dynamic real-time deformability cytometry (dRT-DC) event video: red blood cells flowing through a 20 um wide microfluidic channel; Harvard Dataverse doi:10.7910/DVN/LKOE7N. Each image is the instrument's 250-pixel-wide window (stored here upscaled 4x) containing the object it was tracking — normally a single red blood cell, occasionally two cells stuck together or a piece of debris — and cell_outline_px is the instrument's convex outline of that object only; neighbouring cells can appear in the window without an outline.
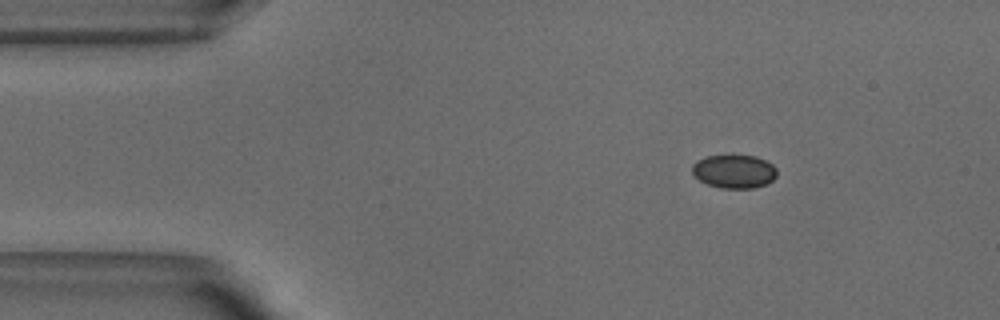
{"species": "common noctule bat (a hibernating species)", "species_latin": "Nyctalus noctula", "temperature_condition": "warm", "stored_images_in_passage": 46, "camera_frame_rate_fps": 3000, "um_per_image_px": 0.085, "animal": {"sex": "male", "body_mass_g": 18.8}, "frame": {"image": 1, "passage_image": 1, "time_ms": 0.0, "image_size_px": [1000, 320], "cell_outline_px": [[776, 176], [772, 180], [764, 184], [752, 188], [720, 188], [708, 184], [700, 180], [692, 172], [692, 164], [696, 160], [708, 156], [732, 152], [756, 156], [772, 164], [776, 168]], "centroid_in_image_um": [62.38, 14.51], "position_along_channel_um": 22.6, "area_um2": 16.99}}
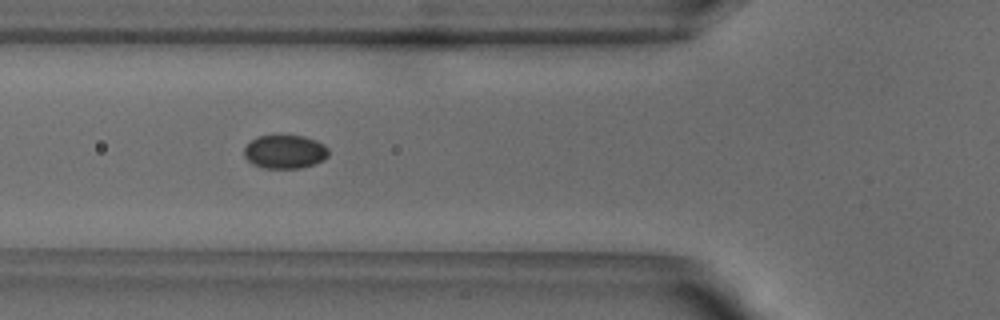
{"frame": {"image": 2, "passage_image": 12, "time_ms": 3.667, "image_size_px": [1000, 320], "cell_outline_px": [[328, 156], [324, 160], [316, 164], [300, 168], [264, 168], [252, 164], [244, 156], [244, 148], [256, 136], [304, 136], [316, 140], [324, 144], [328, 148]], "centroid_in_image_um": [24.24, 12.91], "position_along_channel_um": 101.6, "area_um2": 16.59}}
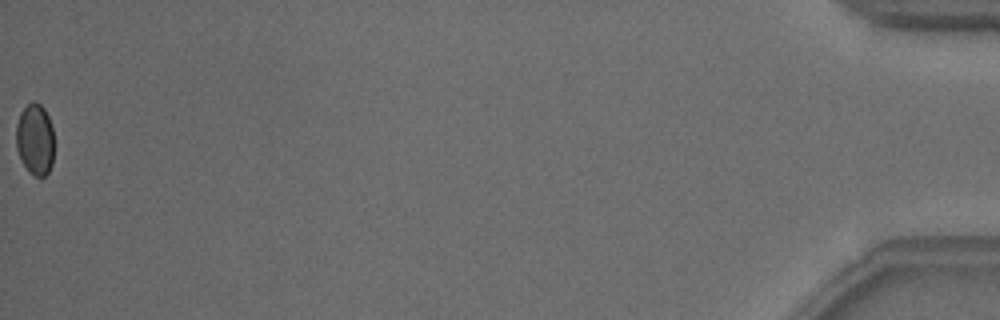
{"frame": {"image": 3, "passage_image": 46, "time_ms": 15.0, "image_size_px": [1000, 320], "cell_outline_px": [[52, 164], [48, 172], [44, 176], [36, 176], [28, 172], [16, 148], [16, 124], [20, 112], [32, 100], [40, 104], [44, 108], [48, 116], [52, 128]], "centroid_in_image_um": [2.95, 11.82], "position_along_channel_um": 432.2, "area_um2": 15.66}, "authors_computed_cell_mechanics": {"area_um2": 16.7042, "velocity_mm_per_s": 3.8442, "shape_relaxation_time_tau1_ms": 2.7549, "shape_relaxation_time_tau2_ms": null, "deformation_change_tau1": 0.0502, "deformation_change_tau2": null}}